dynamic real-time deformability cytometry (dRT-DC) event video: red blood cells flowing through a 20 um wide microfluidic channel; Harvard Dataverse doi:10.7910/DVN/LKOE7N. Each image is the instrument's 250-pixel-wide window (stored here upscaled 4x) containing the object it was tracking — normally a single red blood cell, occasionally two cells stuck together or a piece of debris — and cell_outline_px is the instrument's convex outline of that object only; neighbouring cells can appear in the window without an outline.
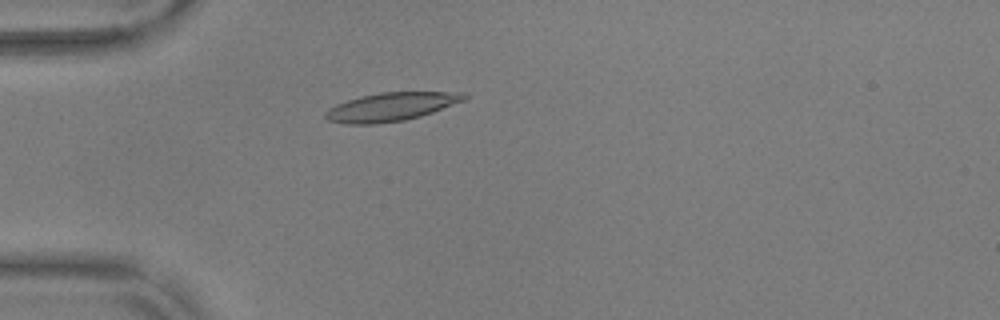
{"species": "common noctule bat (a hibernating species)", "species_latin": "Nyctalus noctula", "temperature_condition": "warm", "stored_images_in_passage": 48, "camera_frame_rate_fps": 3000, "um_per_image_px": 0.085, "animal": {"sex": "male", "body_mass_g": 17.9, "forearm_length_mm": 54.2}, "frame": {"image": 1, "passage_image": 9, "time_ms": 2.667, "image_size_px": [1000, 320], "cell_outline_px": [[468, 96], [464, 100], [432, 112], [420, 116], [404, 120], [376, 124], [348, 124], [328, 120], [324, 116], [324, 112], [328, 108], [336, 104], [360, 96], [380, 92], [468, 92]], "centroid_in_image_um": [33.22, 9.07], "position_along_channel_um": 51.8, "area_um2": 22.95}}
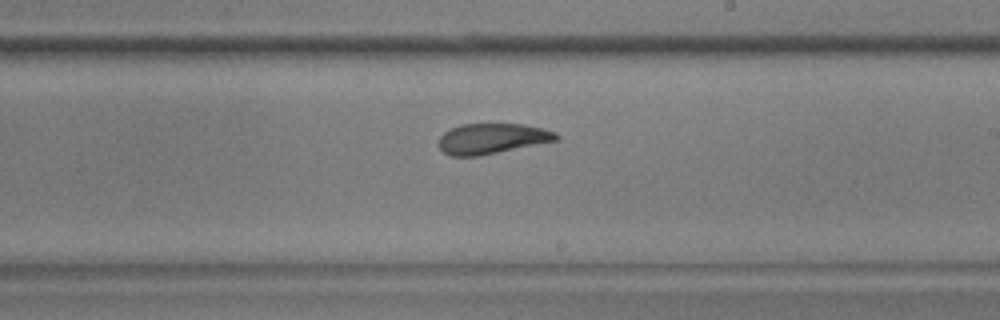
{"frame": {"image": 2, "passage_image": 26, "time_ms": 8.333, "image_size_px": [1000, 320], "cell_outline_px": [[560, 136], [556, 140], [476, 156], [452, 156], [444, 152], [436, 144], [440, 136], [444, 132], [460, 124], [524, 124], [544, 128], [556, 132]], "centroid_in_image_um": [41.78, 11.76], "position_along_channel_um": 247.2, "area_um2": 20.63}}
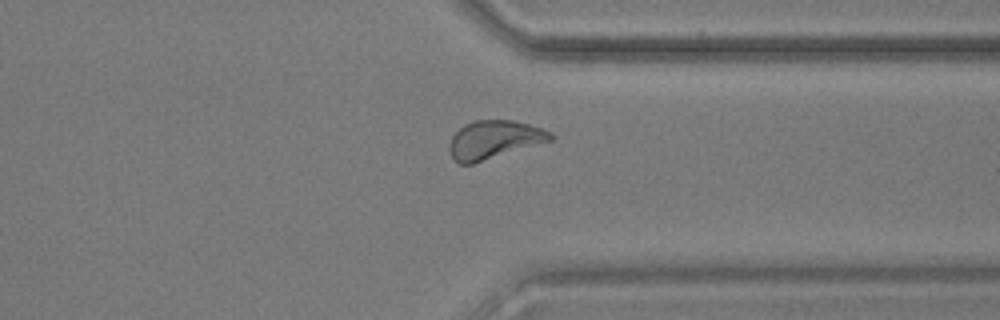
{"frame": {"image": 3, "passage_image": 36, "time_ms": 11.667, "image_size_px": [1000, 320], "cell_outline_px": [[556, 136], [552, 140], [472, 164], [460, 164], [452, 156], [448, 148], [448, 144], [452, 136], [464, 124], [476, 120], [512, 120], [528, 124], [552, 132]], "centroid_in_image_um": [42.0, 11.87], "position_along_channel_um": 369.4, "area_um2": 22.43}, "authors_computed_cell_mechanics": {"area_um2": 22.2241, "velocity_mm_per_s": 3.6751, "shape_relaxation_time_tau1_ms": 8.2029, "shape_relaxation_time_tau2_ms": 2.6642, "deformation_change_tau1": 0.2194, "deformation_change_tau2": 0.0799}}